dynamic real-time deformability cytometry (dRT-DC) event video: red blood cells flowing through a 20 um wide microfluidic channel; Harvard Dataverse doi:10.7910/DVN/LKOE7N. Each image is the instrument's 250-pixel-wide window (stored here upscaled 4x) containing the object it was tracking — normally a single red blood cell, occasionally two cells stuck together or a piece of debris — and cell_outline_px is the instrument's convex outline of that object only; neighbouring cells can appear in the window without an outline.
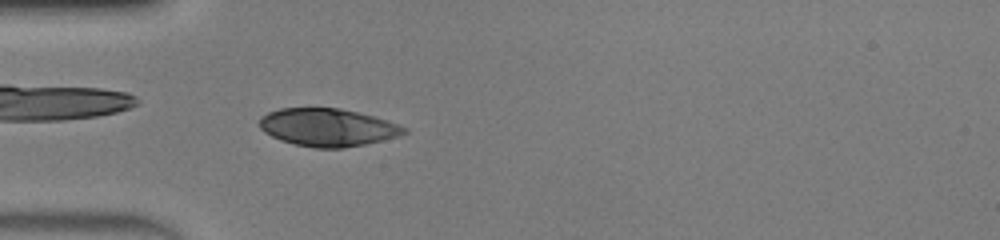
{"species": "human", "species_latin": "Homo sapiens", "temperature_condition": "warm", "stored_images_in_passage": 48, "camera_frame_rate_fps": 3000, "um_per_image_px": 0.085, "donor": {"sex": "male"}, "frame": {"image": 1, "passage_image": 14, "time_ms": 4.333, "image_size_px": [1000, 240], "cell_outline_px": [[408, 132], [384, 140], [344, 148], [316, 148], [296, 144], [280, 140], [264, 132], [260, 128], [260, 116], [268, 112], [280, 108], [340, 108], [388, 120], [408, 128]], "centroid_in_image_um": [27.85, 10.82], "position_along_channel_um": 57.2, "area_um2": 31.73}}
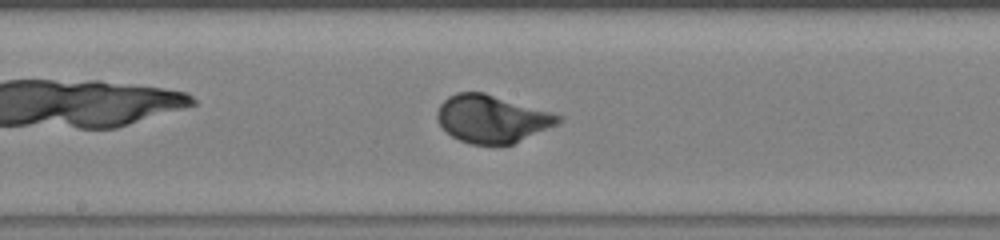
{"frame": {"image": 2, "passage_image": 25, "time_ms": 8.0, "image_size_px": [1000, 240], "cell_outline_px": [[564, 116], [560, 124], [512, 144], [472, 144], [460, 140], [452, 136], [440, 124], [436, 116], [436, 112], [440, 104], [448, 96], [456, 92], [484, 92], [552, 112]], "centroid_in_image_um": [41.85, 10.09], "position_along_channel_um": 206.4, "area_um2": 33.64}}
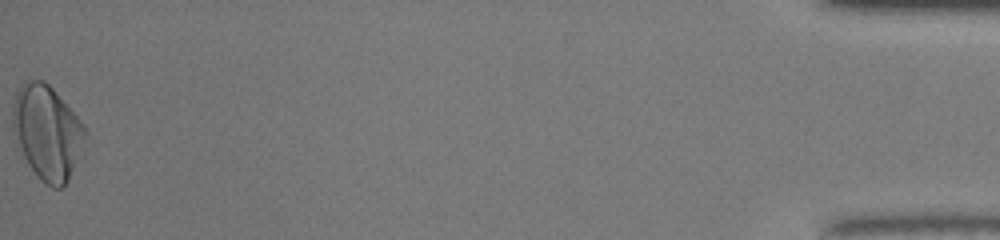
{"frame": {"image": 3, "passage_image": 48, "time_ms": 15.667, "image_size_px": [1000, 240], "cell_outline_px": [[88, 136], [64, 184], [60, 188], [52, 188], [40, 180], [36, 176], [16, 148], [12, 128], [12, 104], [16, 92], [28, 80], [44, 80], [52, 88], [84, 124], [88, 132]], "centroid_in_image_um": [3.96, 11.25], "position_along_channel_um": 431.2, "area_um2": 39.88}, "authors_computed_cell_mechanics": {"area_um2": 33.524, "velocity_mm_per_s": 4.2241, "shape_relaxation_time_tau1_ms": 2.4272, "shape_relaxation_time_tau2_ms": null, "deformation_change_tau1": 0.1735, "deformation_change_tau2": null}}